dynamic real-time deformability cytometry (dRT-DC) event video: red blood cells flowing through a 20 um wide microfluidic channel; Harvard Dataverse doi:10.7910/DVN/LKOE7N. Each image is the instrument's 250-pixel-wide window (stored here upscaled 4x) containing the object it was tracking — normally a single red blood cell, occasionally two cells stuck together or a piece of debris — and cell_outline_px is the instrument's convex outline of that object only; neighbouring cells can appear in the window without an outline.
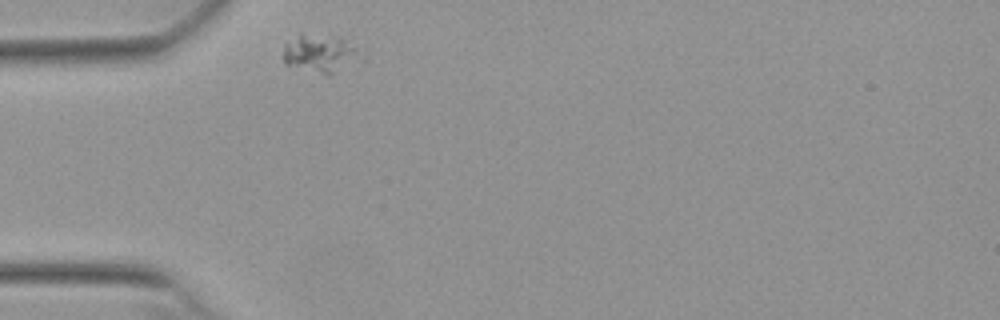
{"species": "Egyptian fruit bat (a non-hibernating species)", "species_latin": "Rousettus aegyptiacus", "temperature_condition": "warm", "stored_images_in_passage": 34, "camera_frame_rate_fps": 3000, "um_per_image_px": 0.085, "animal": {"sex": "female"}, "frame": {"image": 1, "passage_image": 1, "time_ms": 0.0, "image_size_px": [1000, 320], "cell_outline_px": [[356, 52], [332, 76], [328, 76], [284, 64], [284, 44], [300, 32], [344, 40], [356, 48]], "centroid_in_image_um": [26.99, 4.54], "position_along_channel_um": 58.0, "area_um2": 15.9}}
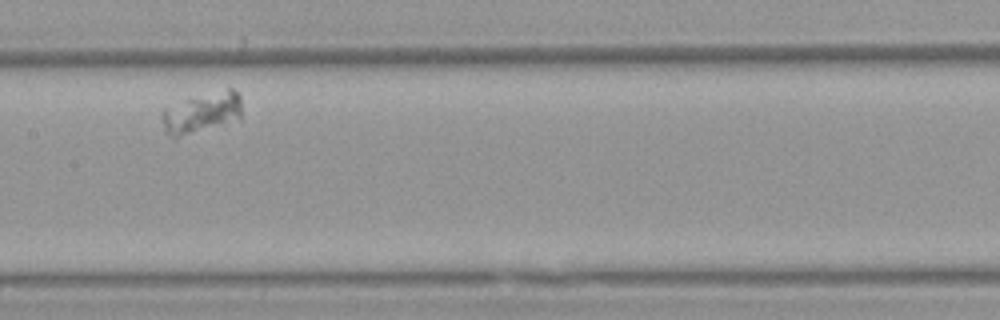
{"frame": {"image": 2, "passage_image": 14, "time_ms": 4.333, "image_size_px": [1000, 320], "cell_outline_px": [[240, 120], [176, 140], [172, 140], [164, 132], [160, 116], [164, 108], [184, 100], [228, 88], [232, 88], [240, 96]], "centroid_in_image_um": [17.09, 9.67], "position_along_channel_um": 190.3, "area_um2": 19.59}}
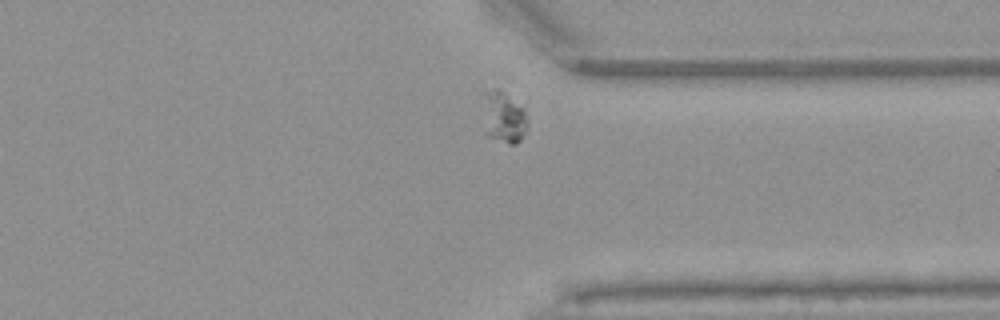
{"frame": {"image": 3, "passage_image": 30, "time_ms": 9.667, "image_size_px": [1000, 320], "cell_outline_px": [[528, 124], [520, 140], [516, 144], [508, 144], [488, 136], [484, 132], [488, 96], [496, 88], [500, 88], [524, 108]], "centroid_in_image_um": [42.9, 10.04], "position_along_channel_um": 368.5, "area_um2": 12.66}}